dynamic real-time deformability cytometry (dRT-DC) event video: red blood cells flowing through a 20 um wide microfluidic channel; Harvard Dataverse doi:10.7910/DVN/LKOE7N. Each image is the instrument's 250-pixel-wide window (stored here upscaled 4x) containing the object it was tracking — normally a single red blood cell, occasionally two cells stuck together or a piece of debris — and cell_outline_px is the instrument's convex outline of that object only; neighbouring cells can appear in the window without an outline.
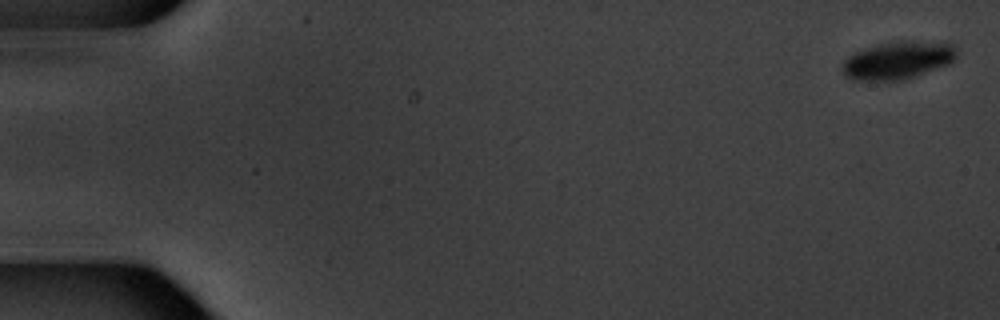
{"species": "common noctule bat (a hibernating species)", "species_latin": "Nyctalus noctula", "temperature_condition": "warm", "stored_images_in_passage": 4, "camera_frame_rate_fps": 3000, "um_per_image_px": 0.085, "animal": {"sex": "male", "body_mass_g": 20.1, "forearm_length_mm": 53.5}, "frame": {"image": 1, "passage_image": 1, "time_ms": 0.0, "image_size_px": [1000, 320], "cell_outline_px": [[956, 56], [948, 64], [904, 80], [852, 80], [844, 76], [840, 68], [840, 64], [848, 56], [856, 52], [880, 44], [900, 40], [908, 40], [948, 44], [956, 52]], "centroid_in_image_um": [76.22, 5.14], "position_along_channel_um": 8.8, "area_um2": 24.8}}